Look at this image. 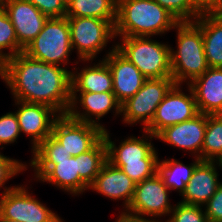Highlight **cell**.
I'll list each match as a JSON object with an SVG mask.
<instances>
[{
  "label": "cell",
  "instance_id": "obj_1",
  "mask_svg": "<svg viewBox=\"0 0 222 222\" xmlns=\"http://www.w3.org/2000/svg\"><path fill=\"white\" fill-rule=\"evenodd\" d=\"M0 78L14 100L44 104L67 115L71 104V71L19 53L0 66Z\"/></svg>",
  "mask_w": 222,
  "mask_h": 222
},
{
  "label": "cell",
  "instance_id": "obj_2",
  "mask_svg": "<svg viewBox=\"0 0 222 222\" xmlns=\"http://www.w3.org/2000/svg\"><path fill=\"white\" fill-rule=\"evenodd\" d=\"M179 21L155 0H117L115 37L165 35Z\"/></svg>",
  "mask_w": 222,
  "mask_h": 222
},
{
  "label": "cell",
  "instance_id": "obj_3",
  "mask_svg": "<svg viewBox=\"0 0 222 222\" xmlns=\"http://www.w3.org/2000/svg\"><path fill=\"white\" fill-rule=\"evenodd\" d=\"M143 133V137L130 136L118 146L111 140L107 129L103 133L107 145V160L120 168L135 184L158 173V152L151 143L156 136L146 130Z\"/></svg>",
  "mask_w": 222,
  "mask_h": 222
},
{
  "label": "cell",
  "instance_id": "obj_4",
  "mask_svg": "<svg viewBox=\"0 0 222 222\" xmlns=\"http://www.w3.org/2000/svg\"><path fill=\"white\" fill-rule=\"evenodd\" d=\"M174 29L177 30V50L173 47L170 50L172 78L176 84L185 82L188 85L209 68L203 36L201 29L193 21L179 22Z\"/></svg>",
  "mask_w": 222,
  "mask_h": 222
},
{
  "label": "cell",
  "instance_id": "obj_5",
  "mask_svg": "<svg viewBox=\"0 0 222 222\" xmlns=\"http://www.w3.org/2000/svg\"><path fill=\"white\" fill-rule=\"evenodd\" d=\"M116 49L147 78H172L169 44L149 36L121 37Z\"/></svg>",
  "mask_w": 222,
  "mask_h": 222
},
{
  "label": "cell",
  "instance_id": "obj_6",
  "mask_svg": "<svg viewBox=\"0 0 222 222\" xmlns=\"http://www.w3.org/2000/svg\"><path fill=\"white\" fill-rule=\"evenodd\" d=\"M71 51L70 28L64 16L48 18L41 32L26 46L23 53L32 59L63 67L69 64Z\"/></svg>",
  "mask_w": 222,
  "mask_h": 222
},
{
  "label": "cell",
  "instance_id": "obj_7",
  "mask_svg": "<svg viewBox=\"0 0 222 222\" xmlns=\"http://www.w3.org/2000/svg\"><path fill=\"white\" fill-rule=\"evenodd\" d=\"M72 49L79 61L93 62L96 55L115 37V25L109 20L92 17H67Z\"/></svg>",
  "mask_w": 222,
  "mask_h": 222
},
{
  "label": "cell",
  "instance_id": "obj_8",
  "mask_svg": "<svg viewBox=\"0 0 222 222\" xmlns=\"http://www.w3.org/2000/svg\"><path fill=\"white\" fill-rule=\"evenodd\" d=\"M169 191L163 179L156 173L154 176L136 184L131 202L121 214L137 220L160 222V220H154V218L169 216L174 208L169 201ZM145 216H150V219L145 218Z\"/></svg>",
  "mask_w": 222,
  "mask_h": 222
},
{
  "label": "cell",
  "instance_id": "obj_9",
  "mask_svg": "<svg viewBox=\"0 0 222 222\" xmlns=\"http://www.w3.org/2000/svg\"><path fill=\"white\" fill-rule=\"evenodd\" d=\"M175 84L173 78L146 79L143 86L121 105L123 123L135 125L141 122L144 130L151 123L158 105Z\"/></svg>",
  "mask_w": 222,
  "mask_h": 222
},
{
  "label": "cell",
  "instance_id": "obj_10",
  "mask_svg": "<svg viewBox=\"0 0 222 222\" xmlns=\"http://www.w3.org/2000/svg\"><path fill=\"white\" fill-rule=\"evenodd\" d=\"M26 188L17 185L14 189L1 193V218L19 222H64Z\"/></svg>",
  "mask_w": 222,
  "mask_h": 222
},
{
  "label": "cell",
  "instance_id": "obj_11",
  "mask_svg": "<svg viewBox=\"0 0 222 222\" xmlns=\"http://www.w3.org/2000/svg\"><path fill=\"white\" fill-rule=\"evenodd\" d=\"M182 85L175 84L156 108L151 123L144 129L156 136L161 130L199 114L194 93L188 85V93L183 92ZM181 88V89H180Z\"/></svg>",
  "mask_w": 222,
  "mask_h": 222
},
{
  "label": "cell",
  "instance_id": "obj_12",
  "mask_svg": "<svg viewBox=\"0 0 222 222\" xmlns=\"http://www.w3.org/2000/svg\"><path fill=\"white\" fill-rule=\"evenodd\" d=\"M104 129L92 123L79 122L60 115L53 123L51 135L67 151L77 157L91 150L102 138Z\"/></svg>",
  "mask_w": 222,
  "mask_h": 222
},
{
  "label": "cell",
  "instance_id": "obj_13",
  "mask_svg": "<svg viewBox=\"0 0 222 222\" xmlns=\"http://www.w3.org/2000/svg\"><path fill=\"white\" fill-rule=\"evenodd\" d=\"M19 105L15 111L20 132L31 139L33 150L48 136H51L54 121L60 116L54 109L44 104L14 100Z\"/></svg>",
  "mask_w": 222,
  "mask_h": 222
},
{
  "label": "cell",
  "instance_id": "obj_14",
  "mask_svg": "<svg viewBox=\"0 0 222 222\" xmlns=\"http://www.w3.org/2000/svg\"><path fill=\"white\" fill-rule=\"evenodd\" d=\"M79 105L82 106L83 112L78 107ZM111 110L115 113V116L121 115V104L113 92H79V96L71 95V104L67 115L73 120L92 123L105 130V126L100 124L99 119Z\"/></svg>",
  "mask_w": 222,
  "mask_h": 222
},
{
  "label": "cell",
  "instance_id": "obj_15",
  "mask_svg": "<svg viewBox=\"0 0 222 222\" xmlns=\"http://www.w3.org/2000/svg\"><path fill=\"white\" fill-rule=\"evenodd\" d=\"M14 26L18 45L24 50L44 27L48 16L28 0H0Z\"/></svg>",
  "mask_w": 222,
  "mask_h": 222
},
{
  "label": "cell",
  "instance_id": "obj_16",
  "mask_svg": "<svg viewBox=\"0 0 222 222\" xmlns=\"http://www.w3.org/2000/svg\"><path fill=\"white\" fill-rule=\"evenodd\" d=\"M206 125L207 114L199 113L192 119L164 128L156 135V140L189 151L194 158L202 160Z\"/></svg>",
  "mask_w": 222,
  "mask_h": 222
},
{
  "label": "cell",
  "instance_id": "obj_17",
  "mask_svg": "<svg viewBox=\"0 0 222 222\" xmlns=\"http://www.w3.org/2000/svg\"><path fill=\"white\" fill-rule=\"evenodd\" d=\"M34 177L39 182H47L69 192L71 195L83 194L89 187L79 178L78 156L56 160V164H29Z\"/></svg>",
  "mask_w": 222,
  "mask_h": 222
},
{
  "label": "cell",
  "instance_id": "obj_18",
  "mask_svg": "<svg viewBox=\"0 0 222 222\" xmlns=\"http://www.w3.org/2000/svg\"><path fill=\"white\" fill-rule=\"evenodd\" d=\"M111 48L103 60L112 74L113 93L122 105L143 86L147 78L116 49V46L112 45Z\"/></svg>",
  "mask_w": 222,
  "mask_h": 222
},
{
  "label": "cell",
  "instance_id": "obj_19",
  "mask_svg": "<svg viewBox=\"0 0 222 222\" xmlns=\"http://www.w3.org/2000/svg\"><path fill=\"white\" fill-rule=\"evenodd\" d=\"M219 161H201L193 171L186 189L181 195L184 204L204 206L222 184L218 179Z\"/></svg>",
  "mask_w": 222,
  "mask_h": 222
},
{
  "label": "cell",
  "instance_id": "obj_20",
  "mask_svg": "<svg viewBox=\"0 0 222 222\" xmlns=\"http://www.w3.org/2000/svg\"><path fill=\"white\" fill-rule=\"evenodd\" d=\"M135 186L136 184L120 168L107 160L89 189L111 200H123L125 211L132 200Z\"/></svg>",
  "mask_w": 222,
  "mask_h": 222
},
{
  "label": "cell",
  "instance_id": "obj_21",
  "mask_svg": "<svg viewBox=\"0 0 222 222\" xmlns=\"http://www.w3.org/2000/svg\"><path fill=\"white\" fill-rule=\"evenodd\" d=\"M195 96L199 113L216 115L222 108V68H208L188 84Z\"/></svg>",
  "mask_w": 222,
  "mask_h": 222
},
{
  "label": "cell",
  "instance_id": "obj_22",
  "mask_svg": "<svg viewBox=\"0 0 222 222\" xmlns=\"http://www.w3.org/2000/svg\"><path fill=\"white\" fill-rule=\"evenodd\" d=\"M73 70L71 71V95H78V92H113L112 74L103 58L97 64L90 63V66H84L81 72H78L76 67H73Z\"/></svg>",
  "mask_w": 222,
  "mask_h": 222
},
{
  "label": "cell",
  "instance_id": "obj_23",
  "mask_svg": "<svg viewBox=\"0 0 222 222\" xmlns=\"http://www.w3.org/2000/svg\"><path fill=\"white\" fill-rule=\"evenodd\" d=\"M193 22L202 32L208 67L222 68V14H203Z\"/></svg>",
  "mask_w": 222,
  "mask_h": 222
},
{
  "label": "cell",
  "instance_id": "obj_24",
  "mask_svg": "<svg viewBox=\"0 0 222 222\" xmlns=\"http://www.w3.org/2000/svg\"><path fill=\"white\" fill-rule=\"evenodd\" d=\"M201 161L200 158L196 157L195 161L187 166L174 158L163 159L162 161L159 159L158 174L170 192L178 190L177 192L181 196L192 177L193 171Z\"/></svg>",
  "mask_w": 222,
  "mask_h": 222
},
{
  "label": "cell",
  "instance_id": "obj_25",
  "mask_svg": "<svg viewBox=\"0 0 222 222\" xmlns=\"http://www.w3.org/2000/svg\"><path fill=\"white\" fill-rule=\"evenodd\" d=\"M65 17H92L109 20L114 25L117 20V0H70Z\"/></svg>",
  "mask_w": 222,
  "mask_h": 222
},
{
  "label": "cell",
  "instance_id": "obj_26",
  "mask_svg": "<svg viewBox=\"0 0 222 222\" xmlns=\"http://www.w3.org/2000/svg\"><path fill=\"white\" fill-rule=\"evenodd\" d=\"M107 161V145L102 138L91 150L78 156L79 178L89 187Z\"/></svg>",
  "mask_w": 222,
  "mask_h": 222
},
{
  "label": "cell",
  "instance_id": "obj_27",
  "mask_svg": "<svg viewBox=\"0 0 222 222\" xmlns=\"http://www.w3.org/2000/svg\"><path fill=\"white\" fill-rule=\"evenodd\" d=\"M222 159V118L207 115V125L202 146V161H220Z\"/></svg>",
  "mask_w": 222,
  "mask_h": 222
},
{
  "label": "cell",
  "instance_id": "obj_28",
  "mask_svg": "<svg viewBox=\"0 0 222 222\" xmlns=\"http://www.w3.org/2000/svg\"><path fill=\"white\" fill-rule=\"evenodd\" d=\"M22 52L23 49L18 45L14 26L0 1V66L7 59Z\"/></svg>",
  "mask_w": 222,
  "mask_h": 222
},
{
  "label": "cell",
  "instance_id": "obj_29",
  "mask_svg": "<svg viewBox=\"0 0 222 222\" xmlns=\"http://www.w3.org/2000/svg\"><path fill=\"white\" fill-rule=\"evenodd\" d=\"M67 151L52 135L40 143L32 153L30 164H56V160L69 159Z\"/></svg>",
  "mask_w": 222,
  "mask_h": 222
},
{
  "label": "cell",
  "instance_id": "obj_30",
  "mask_svg": "<svg viewBox=\"0 0 222 222\" xmlns=\"http://www.w3.org/2000/svg\"><path fill=\"white\" fill-rule=\"evenodd\" d=\"M203 206L178 202L165 222H208Z\"/></svg>",
  "mask_w": 222,
  "mask_h": 222
},
{
  "label": "cell",
  "instance_id": "obj_31",
  "mask_svg": "<svg viewBox=\"0 0 222 222\" xmlns=\"http://www.w3.org/2000/svg\"><path fill=\"white\" fill-rule=\"evenodd\" d=\"M171 13L179 22H192L200 16L190 5L189 0H155Z\"/></svg>",
  "mask_w": 222,
  "mask_h": 222
},
{
  "label": "cell",
  "instance_id": "obj_32",
  "mask_svg": "<svg viewBox=\"0 0 222 222\" xmlns=\"http://www.w3.org/2000/svg\"><path fill=\"white\" fill-rule=\"evenodd\" d=\"M24 163L25 162H20V160L18 161L16 159L7 157L0 152V189H3L2 193L12 190L16 187V185L10 187H6L4 185H6L5 183H7L9 179H12L16 175H19L21 172L27 170L28 165Z\"/></svg>",
  "mask_w": 222,
  "mask_h": 222
},
{
  "label": "cell",
  "instance_id": "obj_33",
  "mask_svg": "<svg viewBox=\"0 0 222 222\" xmlns=\"http://www.w3.org/2000/svg\"><path fill=\"white\" fill-rule=\"evenodd\" d=\"M20 128L15 112H8L0 117V148L16 142L20 136Z\"/></svg>",
  "mask_w": 222,
  "mask_h": 222
},
{
  "label": "cell",
  "instance_id": "obj_34",
  "mask_svg": "<svg viewBox=\"0 0 222 222\" xmlns=\"http://www.w3.org/2000/svg\"><path fill=\"white\" fill-rule=\"evenodd\" d=\"M203 207L208 222H222V184Z\"/></svg>",
  "mask_w": 222,
  "mask_h": 222
},
{
  "label": "cell",
  "instance_id": "obj_35",
  "mask_svg": "<svg viewBox=\"0 0 222 222\" xmlns=\"http://www.w3.org/2000/svg\"><path fill=\"white\" fill-rule=\"evenodd\" d=\"M49 18L64 17L66 5L61 0H28Z\"/></svg>",
  "mask_w": 222,
  "mask_h": 222
},
{
  "label": "cell",
  "instance_id": "obj_36",
  "mask_svg": "<svg viewBox=\"0 0 222 222\" xmlns=\"http://www.w3.org/2000/svg\"><path fill=\"white\" fill-rule=\"evenodd\" d=\"M191 7L199 14H218L219 0H189Z\"/></svg>",
  "mask_w": 222,
  "mask_h": 222
},
{
  "label": "cell",
  "instance_id": "obj_37",
  "mask_svg": "<svg viewBox=\"0 0 222 222\" xmlns=\"http://www.w3.org/2000/svg\"><path fill=\"white\" fill-rule=\"evenodd\" d=\"M115 222H145V220H137L120 214Z\"/></svg>",
  "mask_w": 222,
  "mask_h": 222
},
{
  "label": "cell",
  "instance_id": "obj_38",
  "mask_svg": "<svg viewBox=\"0 0 222 222\" xmlns=\"http://www.w3.org/2000/svg\"><path fill=\"white\" fill-rule=\"evenodd\" d=\"M218 14H222V0L218 1Z\"/></svg>",
  "mask_w": 222,
  "mask_h": 222
},
{
  "label": "cell",
  "instance_id": "obj_39",
  "mask_svg": "<svg viewBox=\"0 0 222 222\" xmlns=\"http://www.w3.org/2000/svg\"><path fill=\"white\" fill-rule=\"evenodd\" d=\"M0 222H19V221H14V220H10V219H3L0 217Z\"/></svg>",
  "mask_w": 222,
  "mask_h": 222
},
{
  "label": "cell",
  "instance_id": "obj_40",
  "mask_svg": "<svg viewBox=\"0 0 222 222\" xmlns=\"http://www.w3.org/2000/svg\"><path fill=\"white\" fill-rule=\"evenodd\" d=\"M66 6L68 5V3L70 2V0H61Z\"/></svg>",
  "mask_w": 222,
  "mask_h": 222
},
{
  "label": "cell",
  "instance_id": "obj_41",
  "mask_svg": "<svg viewBox=\"0 0 222 222\" xmlns=\"http://www.w3.org/2000/svg\"><path fill=\"white\" fill-rule=\"evenodd\" d=\"M216 115H218L219 117L222 118V108H221V110Z\"/></svg>",
  "mask_w": 222,
  "mask_h": 222
},
{
  "label": "cell",
  "instance_id": "obj_42",
  "mask_svg": "<svg viewBox=\"0 0 222 222\" xmlns=\"http://www.w3.org/2000/svg\"><path fill=\"white\" fill-rule=\"evenodd\" d=\"M220 165H221V170H222V159L219 161Z\"/></svg>",
  "mask_w": 222,
  "mask_h": 222
}]
</instances>
